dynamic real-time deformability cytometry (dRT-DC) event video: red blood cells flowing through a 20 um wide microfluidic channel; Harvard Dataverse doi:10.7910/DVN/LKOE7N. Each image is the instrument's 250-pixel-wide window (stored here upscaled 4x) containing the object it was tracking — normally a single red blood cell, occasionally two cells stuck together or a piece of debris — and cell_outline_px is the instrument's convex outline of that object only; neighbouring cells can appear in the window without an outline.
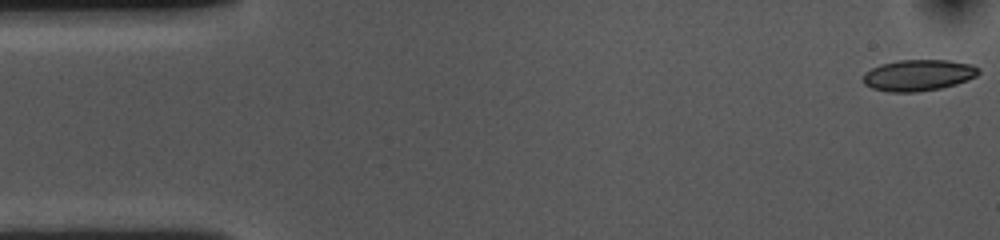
{"species": "common noctule bat (a hibernating species)", "species_latin": "Nyctalus noctula", "temperature_condition": "cold", "stored_images_in_passage": 54, "camera_frame_rate_fps": 3000, "um_per_image_px": 0.085, "animal": {"sex": "female", "body_mass_g": 10.0, "forearm_length_mm": 53.1}, "frame": {"image": 1, "passage_image": 1, "time_ms": 0.0, "image_size_px": [1000, 240], "cell_outline_px": [[980, 72], [976, 76], [968, 80], [956, 84], [940, 88], [916, 92], [888, 92], [872, 88], [864, 84], [864, 72], [880, 64], [900, 60], [948, 60], [972, 64], [980, 68]], "centroid_in_image_um": [78.07, 6.39], "position_along_channel_um": 6.9, "area_um2": 21.1}}
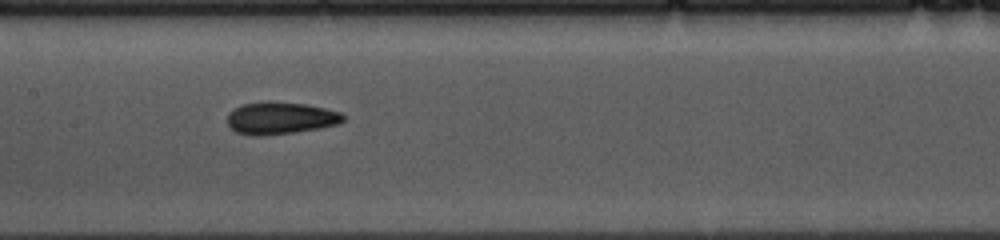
{"frame": {"image": 2, "passage_image": 25, "time_ms": 8.0, "image_size_px": [1000, 240], "cell_outline_px": [[344, 120], [340, 124], [320, 128], [292, 132], [260, 136], [256, 136], [236, 132], [228, 124], [228, 112], [244, 104], [268, 100], [308, 104], [340, 112], [344, 116]], "centroid_in_image_um": [23.85, 10.02], "position_along_channel_um": 183.5, "area_um2": 21.79}}
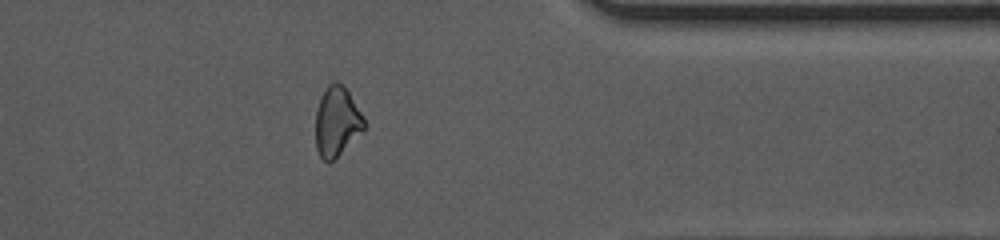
{"frame": {"image": 3, "passage_image": 43, "time_ms": 14.0, "image_size_px": [1000, 240], "cell_outline_px": [[364, 128], [328, 164], [320, 156], [316, 148], [316, 108], [320, 96], [324, 88], [332, 80], [336, 80], [348, 92], [364, 116]], "centroid_in_image_um": [28.59, 10.28], "position_along_channel_um": 382.8, "area_um2": 19.36}, "authors_computed_cell_mechanics": {"area_um2": 21.2704, "velocity_mm_per_s": 3.617, "shape_relaxation_time_tau1_ms": 4.8714, "shape_relaxation_time_tau2_ms": 3.4829, "deformation_change_tau1": 0.1121, "deformation_change_tau2": 0.0942}}